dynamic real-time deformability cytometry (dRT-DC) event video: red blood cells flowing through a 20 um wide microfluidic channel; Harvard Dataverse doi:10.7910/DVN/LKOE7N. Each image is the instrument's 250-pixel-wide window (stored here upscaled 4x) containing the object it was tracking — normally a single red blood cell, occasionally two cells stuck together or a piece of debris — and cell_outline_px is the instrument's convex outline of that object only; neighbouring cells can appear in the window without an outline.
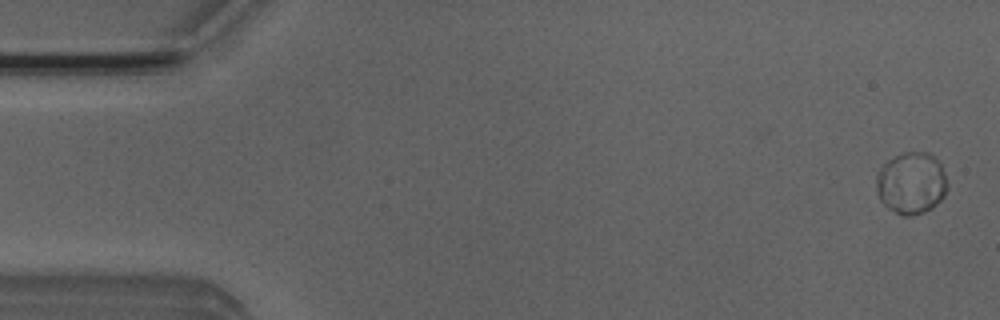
{"species": "Egyptian fruit bat (a non-hibernating species)", "species_latin": "Rousettus aegyptiacus", "temperature_condition": "room temperature", "stored_images_in_passage": 4, "camera_frame_rate_fps": 3000, "um_per_image_px": 0.085, "animal": {"sex": "male"}, "frame": {"image": 1, "passage_image": 1, "time_ms": 0.0, "image_size_px": [1000, 320], "cell_outline_px": [[948, 188], [944, 196], [932, 208], [924, 212], [912, 216], [904, 216], [888, 208], [880, 200], [876, 192], [876, 176], [880, 168], [888, 160], [904, 152], [928, 152], [940, 164], [944, 172], [948, 184]], "centroid_in_image_um": [77.46, 15.58], "position_along_channel_um": 7.5, "area_um2": 25.66}}